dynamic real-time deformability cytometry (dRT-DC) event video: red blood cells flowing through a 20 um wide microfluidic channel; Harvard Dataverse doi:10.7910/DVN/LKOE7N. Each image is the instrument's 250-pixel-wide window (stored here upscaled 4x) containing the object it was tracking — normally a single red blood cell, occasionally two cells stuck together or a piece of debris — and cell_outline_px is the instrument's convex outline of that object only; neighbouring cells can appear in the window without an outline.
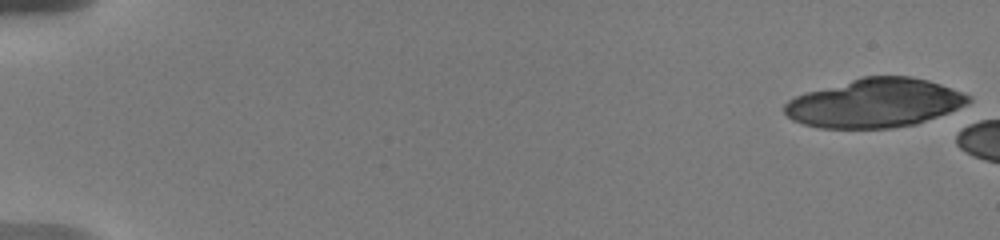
{"species": "human", "species_latin": "Homo sapiens", "temperature_condition": "warm", "stored_images_in_passage": 8, "camera_frame_rate_fps": 3000, "um_per_image_px": 0.085, "donor": {"sex": "male"}, "frame": {"image": 1, "passage_image": 1, "time_ms": 0.0, "image_size_px": [1000, 240], "cell_outline_px": [[972, 100], [968, 104], [948, 112], [916, 124], [892, 128], [820, 128], [804, 124], [792, 120], [784, 112], [784, 104], [788, 100], [796, 96], [808, 92], [864, 76], [912, 76], [928, 80], [952, 88], [972, 96]], "centroid_in_image_um": [74.38, 8.76], "position_along_channel_um": 10.6, "area_um2": 52.14}}